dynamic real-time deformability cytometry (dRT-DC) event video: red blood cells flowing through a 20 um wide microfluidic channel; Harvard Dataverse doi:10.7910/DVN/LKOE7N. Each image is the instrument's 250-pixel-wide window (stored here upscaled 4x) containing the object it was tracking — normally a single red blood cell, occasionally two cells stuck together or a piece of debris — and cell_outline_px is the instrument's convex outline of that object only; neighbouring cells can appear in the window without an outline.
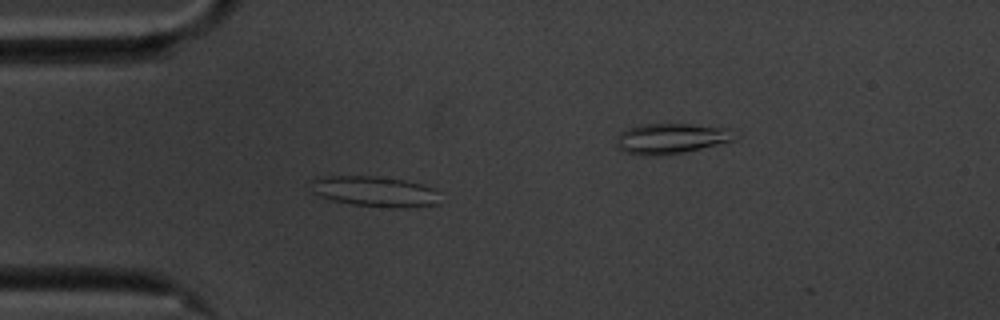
{"species": "common noctule bat (a hibernating species)", "species_latin": "Nyctalus noctula", "temperature_condition": "cold", "stored_images_in_passage": 57, "camera_frame_rate_fps": 3000, "um_per_image_px": 0.085, "animal": {"sex": "male", "body_mass_g": 20.1, "forearm_length_mm": 53.5}, "frame": {"image": 1, "passage_image": 15, "time_ms": 4.667, "image_size_px": [1000, 320], "cell_outline_px": [[440, 204], [408, 208], [392, 208], [352, 204], [332, 200], [320, 196], [312, 192], [312, 176], [376, 176], [404, 180], [420, 184], [432, 188], [440, 192]], "centroid_in_image_um": [31.88, 16.28], "position_along_channel_um": 53.1, "area_um2": 23.24}}
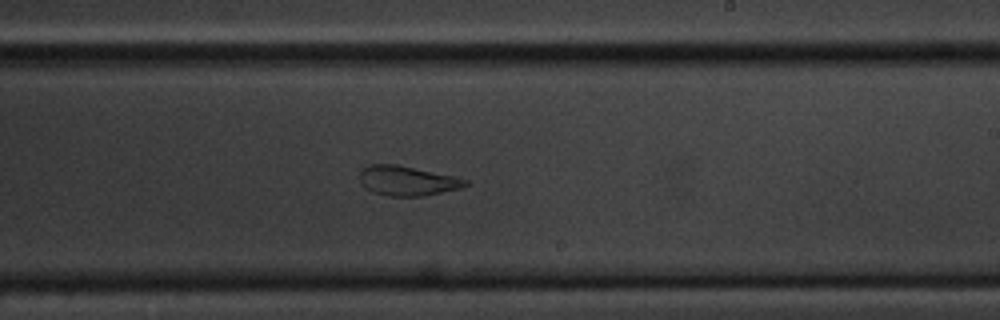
{"frame": {"image": 2, "passage_image": 33, "time_ms": 10.667, "image_size_px": [1000, 320], "cell_outline_px": [[468, 184], [460, 188], [424, 196], [388, 196], [372, 192], [360, 184], [360, 172], [368, 164], [396, 164], [452, 176], [468, 180]], "centroid_in_image_um": [34.57, 15.37], "position_along_channel_um": 254.4, "area_um2": 18.15}}
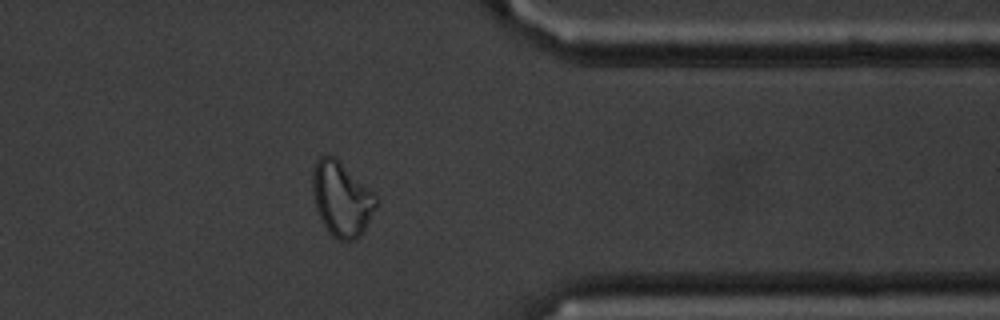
{"frame": {"image": 3, "passage_image": 45, "time_ms": 14.667, "image_size_px": [1000, 320], "cell_outline_px": [[380, 200], [360, 236], [356, 240], [336, 240], [328, 232], [316, 208], [312, 188], [312, 172], [316, 160], [320, 156], [332, 156], [372, 192]], "centroid_in_image_um": [29.02, 16.95], "position_along_channel_um": 382.4, "area_um2": 26.99}, "authors_computed_cell_mechanics": {"area_um2": 23.3512, "velocity_mm_per_s": 3.4783, "shape_relaxation_time_tau1_ms": null, "shape_relaxation_time_tau2_ms": 1.4196, "deformation_change_tau1": null, "deformation_change_tau2": 0.0877}}